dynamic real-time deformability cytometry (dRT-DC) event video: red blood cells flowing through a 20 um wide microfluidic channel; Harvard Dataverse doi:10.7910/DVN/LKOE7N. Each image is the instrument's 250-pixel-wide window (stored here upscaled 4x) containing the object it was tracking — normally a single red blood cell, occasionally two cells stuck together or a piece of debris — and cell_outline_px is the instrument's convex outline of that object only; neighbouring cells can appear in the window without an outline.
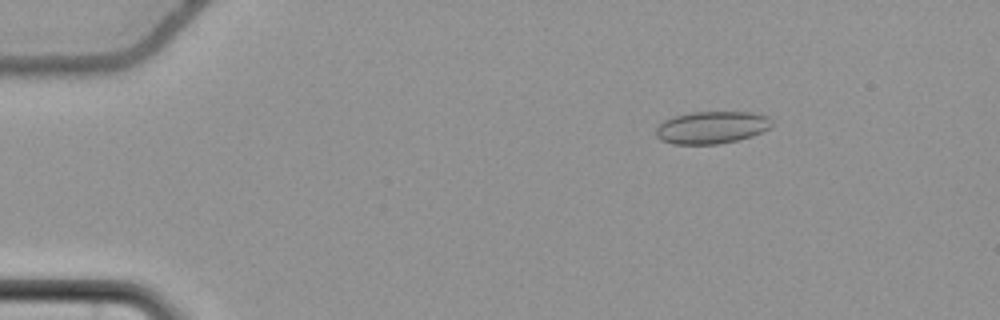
{"species": "common noctule bat (a hibernating species)", "species_latin": "Nyctalus noctula", "temperature_condition": "cold", "stored_images_in_passage": 56, "camera_frame_rate_fps": 3000, "um_per_image_px": 0.085, "animal": {"sex": "female", "body_mass_g": 22.7, "forearm_length_mm": 54.2}, "frame": {"image": 1, "passage_image": 9, "time_ms": 2.667, "image_size_px": [1000, 320], "cell_outline_px": [[772, 124], [768, 128], [752, 136], [720, 144], [672, 144], [660, 140], [656, 136], [656, 128], [664, 120], [676, 116], [692, 112], [752, 112], [768, 116], [772, 120]], "centroid_in_image_um": [60.48, 10.83], "position_along_channel_um": 24.5, "area_um2": 21.79}}
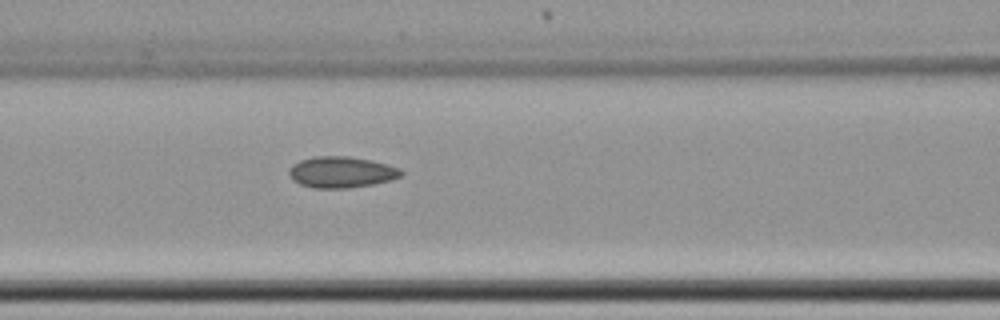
{"frame": {"image": 2, "passage_image": 25, "time_ms": 8.0, "image_size_px": [1000, 320], "cell_outline_px": [[404, 172], [400, 176], [392, 180], [372, 184], [348, 188], [312, 188], [300, 184], [292, 180], [288, 172], [292, 164], [300, 160], [316, 156], [348, 156], [368, 160], [400, 168]], "centroid_in_image_um": [28.98, 14.64], "position_along_channel_um": 137.6, "area_um2": 20.29}}
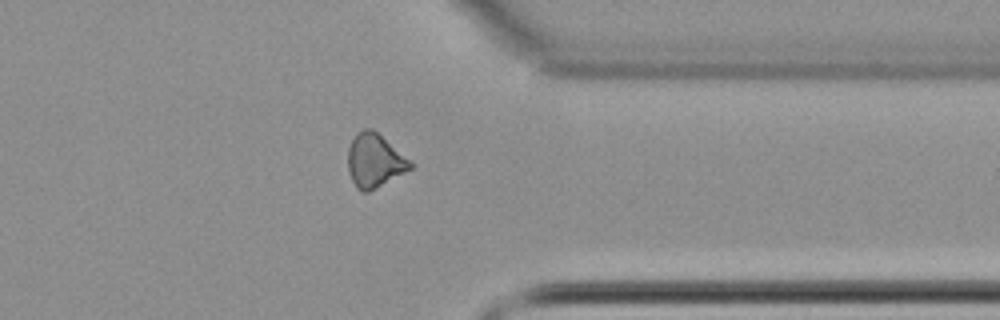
{"frame": {"image": 3, "passage_image": 45, "time_ms": 14.667, "image_size_px": [1000, 320], "cell_outline_px": [[416, 164], [412, 168], [368, 192], [360, 192], [356, 188], [348, 172], [348, 148], [356, 132], [364, 128], [372, 128]], "centroid_in_image_um": [31.84, 13.65], "position_along_channel_um": 379.6, "area_um2": 19.59}, "authors_computed_cell_mechanics": {"area_um2": 20.0855, "velocity_mm_per_s": 3.7095, "shape_relaxation_time_tau1_ms": null, "shape_relaxation_time_tau2_ms": 3.7058, "deformation_change_tau1": null, "deformation_change_tau2": 0.1038}}